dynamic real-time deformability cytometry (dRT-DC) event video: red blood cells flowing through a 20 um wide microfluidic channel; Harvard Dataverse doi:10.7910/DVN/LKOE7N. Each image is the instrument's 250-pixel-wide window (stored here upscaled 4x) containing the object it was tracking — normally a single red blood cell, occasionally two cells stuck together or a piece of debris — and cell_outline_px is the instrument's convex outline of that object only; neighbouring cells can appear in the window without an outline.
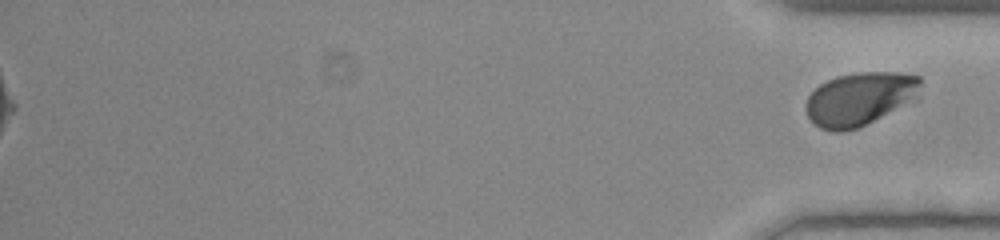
{"species": "human", "species_latin": "Homo sapiens", "temperature_condition": "room temperature", "stored_images_in_passage": 56, "segment_of_instrument_passage": [2, 2], "camera_frame_rate_fps": 3000, "um_per_image_px": 0.085, "donor": {"sex": "female"}, "frame": {"image": 1, "passage_image": 56, "time_ms": 18.333, "image_size_px": [1000, 240], "cell_outline_px": [[920, 96], [916, 100], [856, 128], [844, 132], [832, 132], [820, 128], [808, 116], [804, 108], [804, 104], [808, 96], [820, 84], [836, 76], [856, 72], [900, 72], [920, 76]], "centroid_in_image_um": [73.09, 8.39], "position_along_channel_um": 362.1, "area_um2": 35.84}}